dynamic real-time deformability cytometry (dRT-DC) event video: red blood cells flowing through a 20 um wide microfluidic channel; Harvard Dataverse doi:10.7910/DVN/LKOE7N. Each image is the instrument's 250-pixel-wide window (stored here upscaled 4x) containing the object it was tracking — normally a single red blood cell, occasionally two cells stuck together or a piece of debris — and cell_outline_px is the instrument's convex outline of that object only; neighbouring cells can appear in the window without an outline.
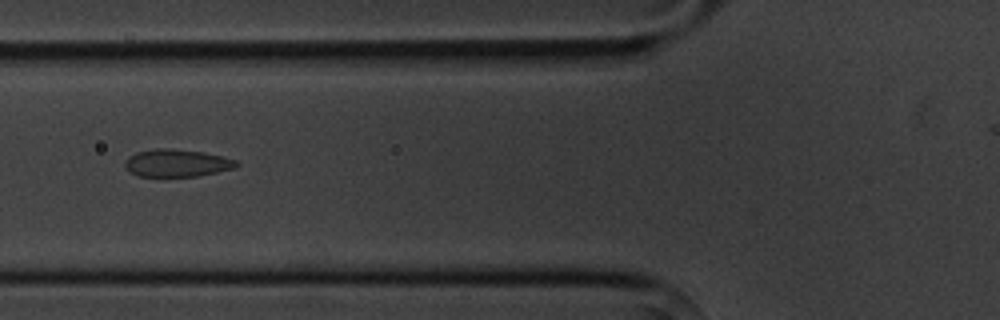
{"species": "common noctule bat (a hibernating species)", "species_latin": "Nyctalus noctula", "temperature_condition": "cold", "stored_images_in_passage": 5, "camera_frame_rate_fps": 3000, "um_per_image_px": 0.085, "animal": {"sex": "male", "body_mass_g": 20.1, "forearm_length_mm": 53.5}, "frame": {"image": 1, "passage_image": 3, "time_ms": 2.333, "image_size_px": [1000, 320], "cell_outline_px": [[240, 164], [236, 168], [200, 176], [136, 176], [124, 168], [124, 164], [128, 156], [136, 152], [156, 148], [168, 148], [204, 152], [236, 160]], "centroid_in_image_um": [15.02, 13.86], "position_along_channel_um": 110.8, "area_um2": 18.03}}
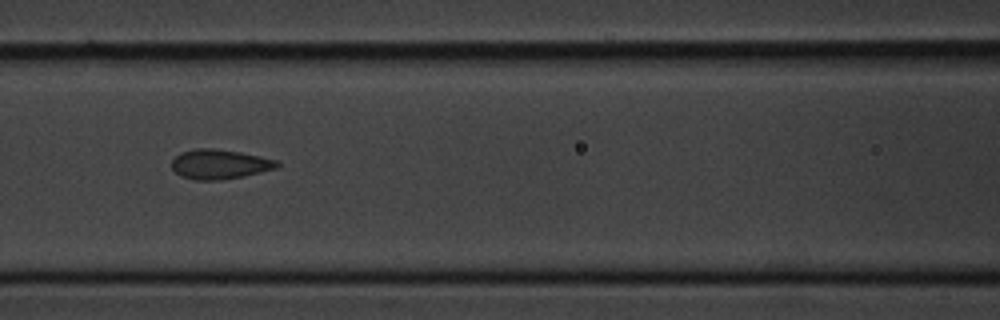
{"frame": {"image": 2, "passage_image": 4, "time_ms": 3.333, "image_size_px": [1000, 320], "cell_outline_px": [[280, 164], [276, 168], [244, 176], [220, 180], [196, 180], [180, 176], [172, 168], [172, 160], [180, 152], [196, 148], [212, 148], [240, 152], [260, 156], [276, 160]], "centroid_in_image_um": [18.65, 13.95], "position_along_channel_um": 148.0, "area_um2": 18.15}}
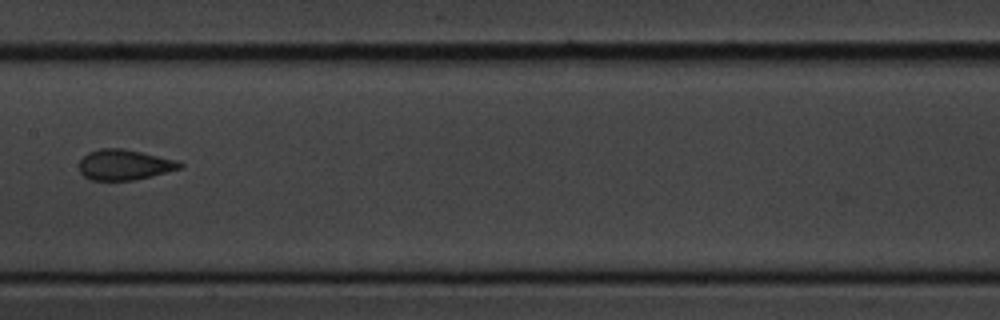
{"frame": {"image": 3, "passage_image": 5, "time_ms": 4.667, "image_size_px": [1000, 320], "cell_outline_px": [[184, 168], [136, 180], [92, 180], [84, 176], [80, 172], [80, 160], [88, 152], [100, 148], [124, 148], [180, 160], [184, 164]], "centroid_in_image_um": [10.65, 14.0], "position_along_channel_um": 196.8, "area_um2": 18.21}}